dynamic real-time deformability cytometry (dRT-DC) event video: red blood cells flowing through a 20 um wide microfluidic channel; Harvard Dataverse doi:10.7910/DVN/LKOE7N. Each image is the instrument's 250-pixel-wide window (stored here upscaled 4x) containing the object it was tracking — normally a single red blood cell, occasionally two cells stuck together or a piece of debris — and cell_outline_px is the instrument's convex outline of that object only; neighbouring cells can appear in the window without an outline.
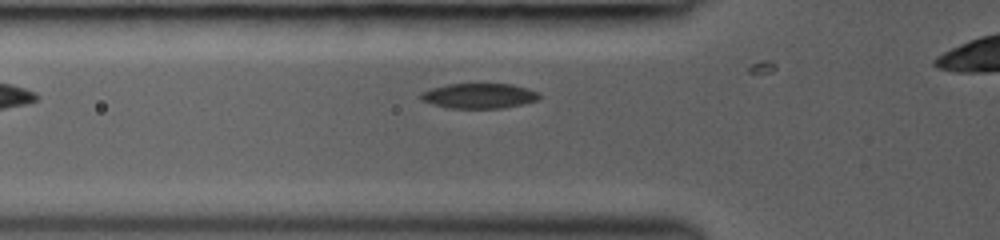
{"species": "common noctule bat (a hibernating species)", "species_latin": "Nyctalus noctula", "temperature_condition": "room temperature", "stored_images_in_passage": 22, "segment_of_instrument_passage": [1, 2], "camera_frame_rate_fps": 3000, "um_per_image_px": 0.085, "animal": {"sex": "female", "body_mass_g": 19.0, "forearm_length_mm": 53.3}, "frame": {"image": 1, "passage_image": 4, "time_ms": 1.0, "image_size_px": [1000, 240], "cell_outline_px": [[540, 100], [504, 108], [448, 108], [432, 104], [420, 100], [420, 92], [432, 88], [448, 84], [512, 84], [528, 88], [540, 92]], "centroid_in_image_um": [40.74, 8.15], "position_along_channel_um": 85.1, "area_um2": 17.51}}
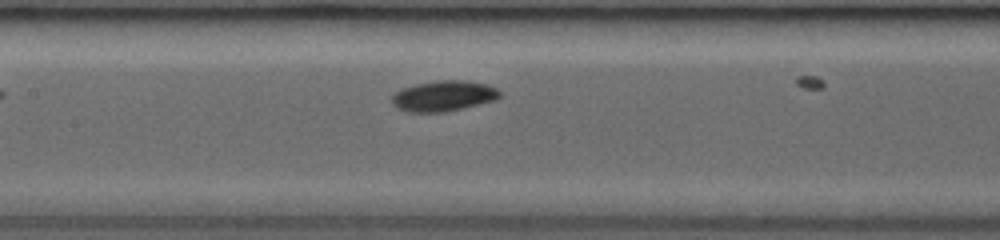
{"frame": {"image": 2, "passage_image": 9, "time_ms": 2.667, "image_size_px": [1000, 240], "cell_outline_px": [[500, 96], [496, 100], [444, 112], [408, 112], [396, 108], [392, 104], [392, 96], [400, 88], [416, 84], [436, 80], [468, 80], [488, 84], [496, 88], [500, 92]], "centroid_in_image_um": [37.69, 8.14], "position_along_channel_um": 169.7, "area_um2": 19.36}}
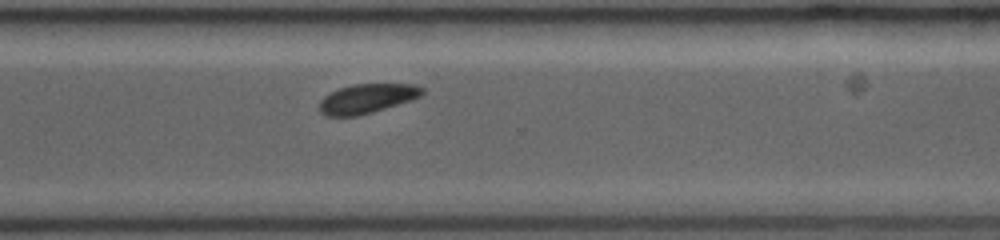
{"frame": {"image": 3, "passage_image": 21, "time_ms": 6.667, "image_size_px": [1000, 240], "cell_outline_px": [[424, 92], [420, 96], [412, 100], [372, 112], [356, 116], [324, 116], [320, 112], [320, 100], [324, 96], [340, 88], [352, 84], [416, 84], [424, 88]], "centroid_in_image_um": [31.21, 8.37], "position_along_channel_um": 339.4, "area_um2": 17.57}}